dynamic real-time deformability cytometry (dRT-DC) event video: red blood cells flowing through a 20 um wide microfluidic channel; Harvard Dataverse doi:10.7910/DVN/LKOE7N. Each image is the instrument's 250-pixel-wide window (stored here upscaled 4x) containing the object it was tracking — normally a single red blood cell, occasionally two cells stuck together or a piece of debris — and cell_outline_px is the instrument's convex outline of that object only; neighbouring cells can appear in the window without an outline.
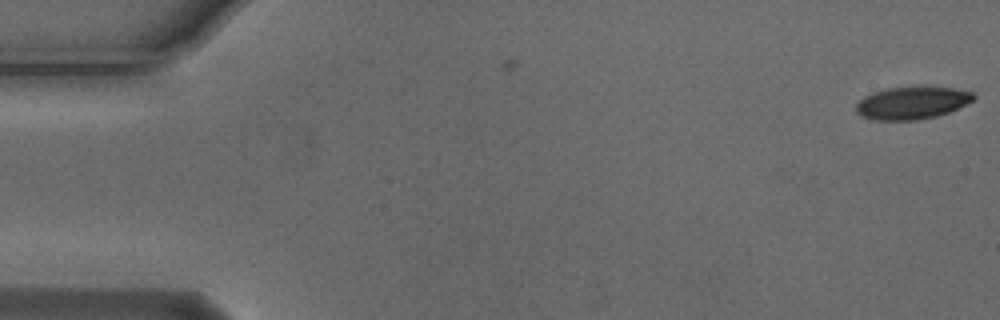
{"species": "Egyptian fruit bat (a non-hibernating species)", "species_latin": "Rousettus aegyptiacus", "temperature_condition": "cold", "stored_images_in_passage": 2, "camera_frame_rate_fps": 3000, "um_per_image_px": 0.085, "animal": {"sex": "male"}, "frame": {"image": 1, "passage_image": 2, "time_ms": 0.333, "image_size_px": [1000, 320], "cell_outline_px": [[976, 96], [972, 100], [948, 112], [936, 116], [920, 120], [872, 120], [860, 116], [856, 112], [856, 104], [864, 96], [888, 88], [952, 88], [972, 92]], "centroid_in_image_um": [77.47, 8.78], "position_along_channel_um": 7.5, "area_um2": 21.73}}